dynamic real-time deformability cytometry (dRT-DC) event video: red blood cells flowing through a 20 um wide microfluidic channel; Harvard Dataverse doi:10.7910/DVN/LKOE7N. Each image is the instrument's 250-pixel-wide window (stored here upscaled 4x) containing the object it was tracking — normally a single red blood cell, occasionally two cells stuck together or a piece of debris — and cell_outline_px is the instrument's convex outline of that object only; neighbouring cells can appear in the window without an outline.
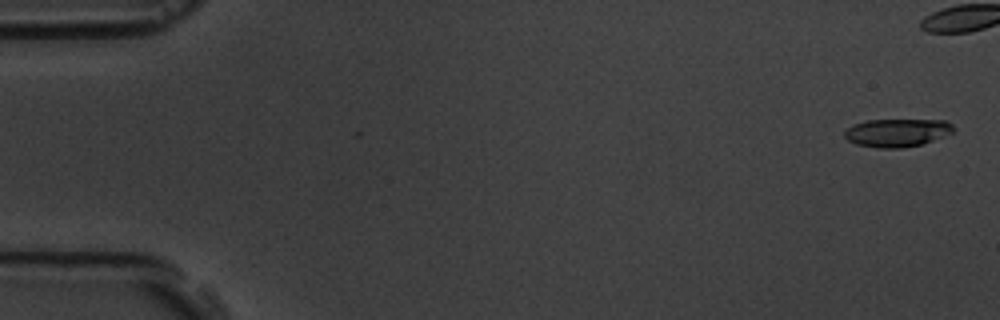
{"species": "common noctule bat (a hibernating species)", "species_latin": "Nyctalus noctula", "temperature_condition": "room temperature", "stored_images_in_passage": 8, "camera_frame_rate_fps": 3000, "um_per_image_px": 0.085, "animal": {"sex": "male", "body_mass_g": 19.5, "forearm_length_mm": 54.6}, "frame": {"image": 1, "passage_image": 1, "time_ms": 0.0, "image_size_px": [1000, 320], "cell_outline_px": [[952, 132], [932, 140], [920, 144], [900, 148], [880, 148], [856, 144], [848, 140], [844, 136], [844, 132], [852, 124], [868, 120], [948, 120], [952, 124]], "centroid_in_image_um": [76.21, 11.27], "position_along_channel_um": 8.8, "area_um2": 17.57}}
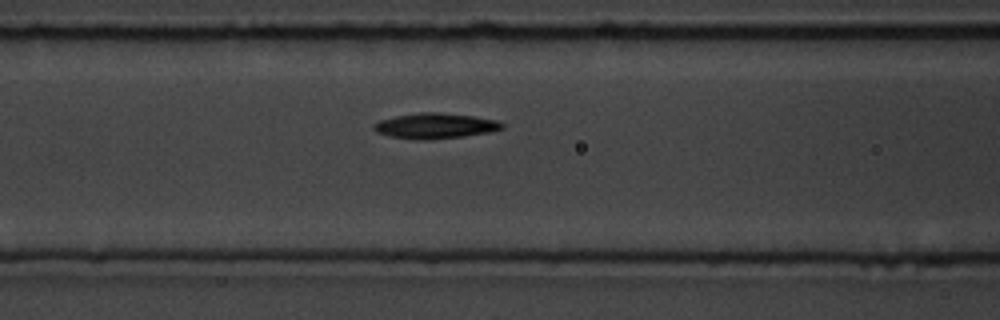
{"frame": {"image": 2, "passage_image": 8, "time_ms": 8.667, "image_size_px": [1000, 320], "cell_outline_px": [[504, 128], [488, 132], [464, 136], [424, 140], [416, 140], [388, 136], [376, 132], [372, 128], [372, 124], [380, 120], [396, 116], [420, 112], [440, 112], [472, 116], [496, 120], [504, 124]], "centroid_in_image_um": [36.94, 10.7], "position_along_channel_um": 129.7, "area_um2": 19.02}}